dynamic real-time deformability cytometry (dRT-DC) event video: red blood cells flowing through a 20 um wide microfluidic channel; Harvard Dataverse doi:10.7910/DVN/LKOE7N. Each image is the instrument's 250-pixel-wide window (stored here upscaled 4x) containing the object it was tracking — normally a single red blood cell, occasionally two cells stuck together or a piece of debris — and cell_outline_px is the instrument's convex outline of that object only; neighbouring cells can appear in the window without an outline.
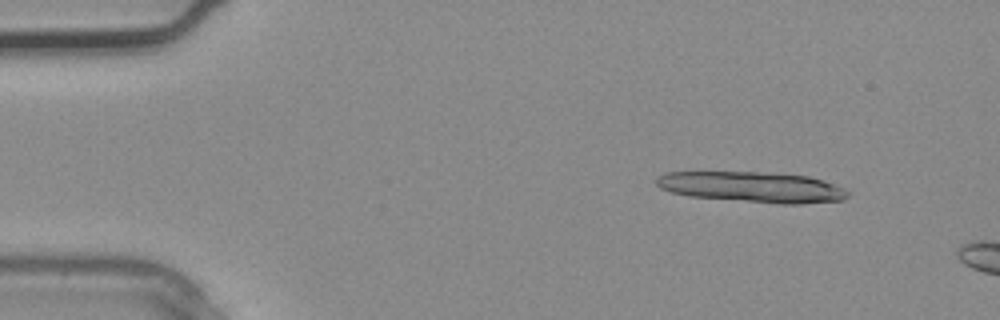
{"species": "common noctule bat (a hibernating species)", "species_latin": "Nyctalus noctula", "temperature_condition": "warm", "stored_images_in_passage": 2, "camera_frame_rate_fps": 3000, "um_per_image_px": 0.085, "animal": {"sex": "male", "body_mass_g": 20.4}, "frame": {"image": 1, "passage_image": 1, "time_ms": 0.0, "image_size_px": [1000, 320], "cell_outline_px": [[848, 196], [844, 200], [800, 204], [780, 204], [688, 196], [672, 192], [660, 188], [656, 184], [656, 176], [664, 172], [756, 172], [808, 176], [824, 180], [844, 188], [848, 192]], "centroid_in_image_um": [63.93, 15.9], "position_along_channel_um": 21.1, "area_um2": 34.22}}